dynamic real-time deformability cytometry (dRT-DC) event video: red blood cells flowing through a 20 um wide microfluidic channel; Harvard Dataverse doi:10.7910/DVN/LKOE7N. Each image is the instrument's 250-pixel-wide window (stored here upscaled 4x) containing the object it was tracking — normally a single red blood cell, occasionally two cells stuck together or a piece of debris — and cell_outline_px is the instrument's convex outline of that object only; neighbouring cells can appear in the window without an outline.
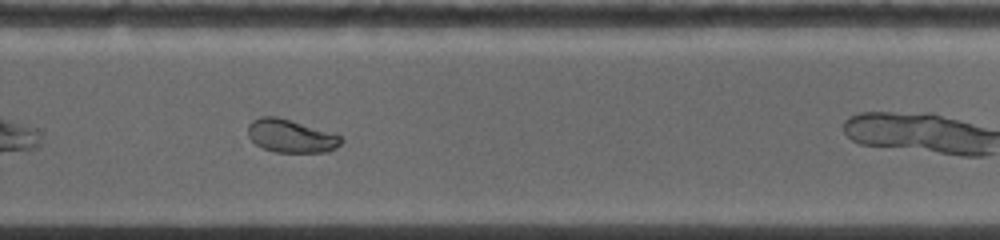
{"species": "common noctule bat (a hibernating species)", "species_latin": "Nyctalus noctula", "temperature_condition": "warm", "stored_images_in_passage": 22, "camera_frame_rate_fps": 5000, "um_per_image_px": 0.085, "animal": {"sex": "female", "body_mass_g": 19.0, "forearm_length_mm": 53.3}, "frame": {"image": 1, "passage_image": 13, "time_ms": 7.2, "image_size_px": [1000, 240], "cell_outline_px": [[344, 140], [336, 148], [328, 152], [276, 152], [264, 148], [256, 144], [248, 136], [248, 124], [252, 120], [260, 116], [276, 116], [336, 132]], "centroid_in_image_um": [24.77, 11.54], "position_along_channel_um": 305.0, "area_um2": 18.26}}